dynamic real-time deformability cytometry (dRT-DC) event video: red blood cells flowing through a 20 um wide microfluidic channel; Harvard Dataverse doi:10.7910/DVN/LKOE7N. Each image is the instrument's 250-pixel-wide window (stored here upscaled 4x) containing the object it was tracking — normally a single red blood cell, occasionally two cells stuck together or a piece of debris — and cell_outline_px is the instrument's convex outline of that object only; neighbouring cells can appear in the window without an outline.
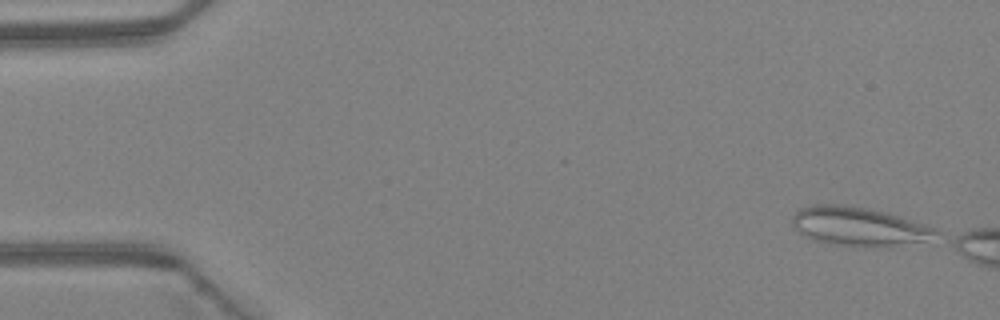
{"species": "Egyptian fruit bat (a non-hibernating species)", "species_latin": "Rousettus aegyptiacus", "temperature_condition": "warm", "stored_images_in_passage": 10, "camera_frame_rate_fps": 3000, "um_per_image_px": 0.085, "animal": {"sex": "female"}, "frame": {"image": 1, "passage_image": 1, "time_ms": 0.0, "image_size_px": [1000, 320], "cell_outline_px": [[936, 232], [920, 240], [892, 248], [888, 248], [836, 244], [812, 240], [800, 232], [792, 224], [792, 216], [800, 208], [812, 204], [844, 204], [868, 208], [888, 212], [936, 228]], "centroid_in_image_um": [72.93, 19.23], "position_along_channel_um": 12.1, "area_um2": 32.19}}